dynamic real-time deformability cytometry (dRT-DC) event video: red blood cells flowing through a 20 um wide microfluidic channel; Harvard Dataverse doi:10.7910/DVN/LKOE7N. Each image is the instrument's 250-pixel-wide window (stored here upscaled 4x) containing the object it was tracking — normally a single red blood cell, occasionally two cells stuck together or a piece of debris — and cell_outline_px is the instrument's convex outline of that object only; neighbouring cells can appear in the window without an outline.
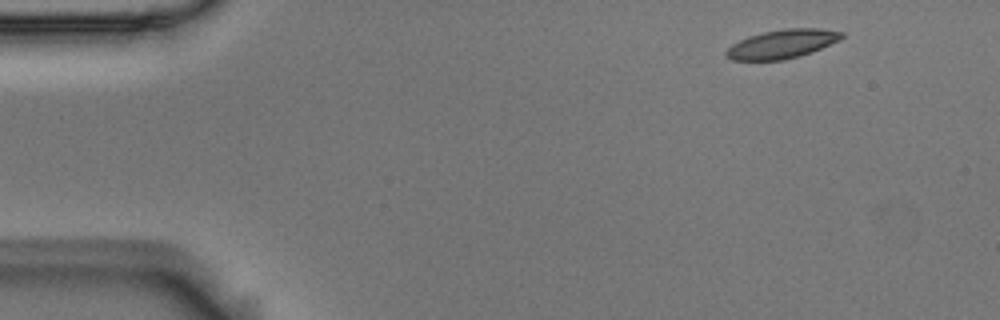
{"species": "Egyptian fruit bat (a non-hibernating species)", "species_latin": "Rousettus aegyptiacus", "temperature_condition": "room temperature", "stored_images_in_passage": 4, "camera_frame_rate_fps": 3000, "um_per_image_px": 0.085, "animal": {"sex": "male"}, "frame": {"image": 1, "passage_image": 1, "time_ms": 0.0, "image_size_px": [1000, 320], "cell_outline_px": [[844, 36], [840, 40], [812, 52], [800, 56], [784, 60], [732, 60], [724, 56], [724, 52], [732, 44], [748, 36], [764, 32], [784, 28], [820, 28], [844, 32]], "centroid_in_image_um": [66.48, 3.74], "position_along_channel_um": 18.5, "area_um2": 19.54}}
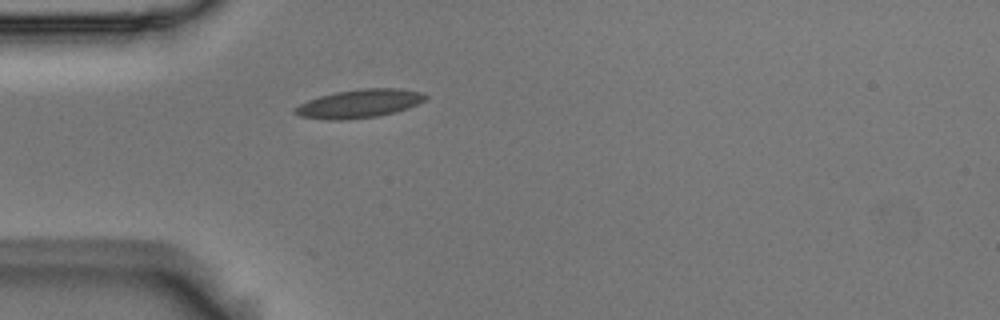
{"frame": {"image": 2, "passage_image": 4, "time_ms": 1.0, "image_size_px": [1000, 320], "cell_outline_px": [[428, 96], [424, 100], [408, 108], [376, 116], [340, 120], [328, 120], [300, 116], [292, 112], [292, 108], [308, 100], [320, 96], [336, 92], [360, 88], [396, 88], [420, 92]], "centroid_in_image_um": [30.48, 8.8], "position_along_channel_um": 54.5, "area_um2": 21.39}}